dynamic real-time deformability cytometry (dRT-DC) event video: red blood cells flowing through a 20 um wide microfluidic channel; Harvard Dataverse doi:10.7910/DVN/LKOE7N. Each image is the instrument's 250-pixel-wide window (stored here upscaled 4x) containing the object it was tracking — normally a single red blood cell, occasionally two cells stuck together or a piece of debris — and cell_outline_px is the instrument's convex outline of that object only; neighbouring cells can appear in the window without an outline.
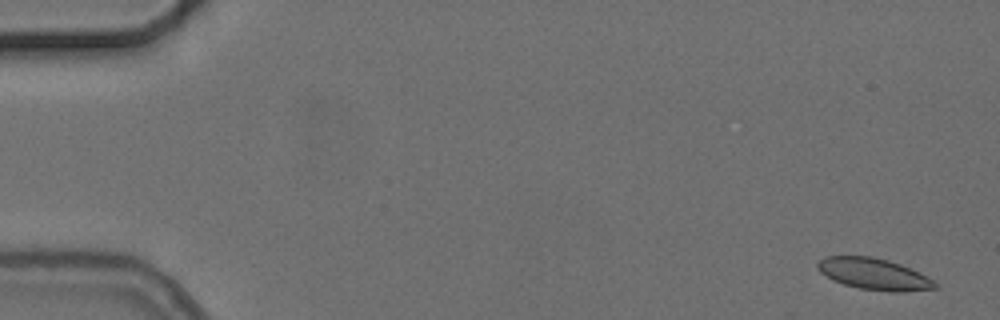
{"species": "common noctule bat (a hibernating species)", "species_latin": "Nyctalus noctula", "temperature_condition": "cold", "stored_images_in_passage": 5, "camera_frame_rate_fps": 3000, "um_per_image_px": 0.085, "animal": {"sex": "female", "body_mass_g": 24.6, "forearm_length_mm": 56.2}, "frame": {"image": 1, "passage_image": 1, "time_ms": 0.0, "image_size_px": [1000, 320], "cell_outline_px": [[940, 288], [904, 292], [892, 292], [860, 288], [844, 284], [832, 280], [820, 272], [816, 268], [816, 264], [824, 256], [872, 256], [888, 260], [900, 264], [940, 284]], "centroid_in_image_um": [74.27, 23.29], "position_along_channel_um": 10.7, "area_um2": 21.5}}